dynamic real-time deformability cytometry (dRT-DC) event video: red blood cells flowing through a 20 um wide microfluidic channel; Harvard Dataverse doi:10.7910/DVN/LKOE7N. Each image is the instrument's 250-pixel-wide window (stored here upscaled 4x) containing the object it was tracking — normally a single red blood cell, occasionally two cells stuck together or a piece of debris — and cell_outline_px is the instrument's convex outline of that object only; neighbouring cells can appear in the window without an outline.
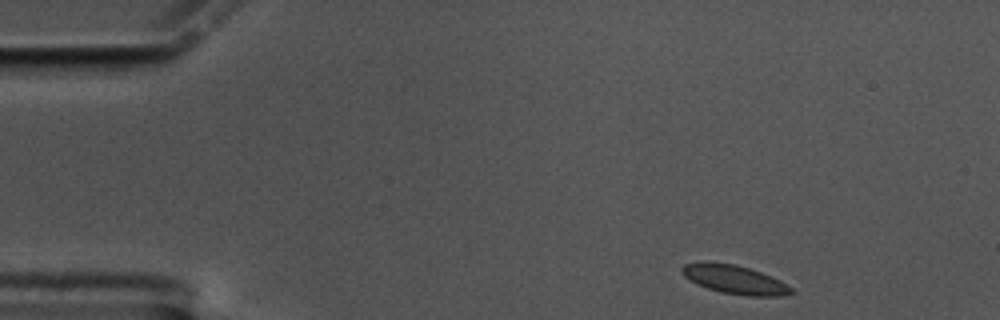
{"species": "common noctule bat (a hibernating species)", "species_latin": "Nyctalus noctula", "temperature_condition": "cold", "stored_images_in_passage": 52, "camera_frame_rate_fps": 3000, "um_per_image_px": 0.085, "animal": {"sex": "male", "body_mass_g": 17.5, "forearm_length_mm": 52.3}, "frame": {"image": 1, "passage_image": 1, "time_ms": 0.0, "image_size_px": [1000, 320], "cell_outline_px": [[796, 292], [780, 296], [744, 296], [720, 292], [708, 288], [684, 276], [680, 272], [680, 268], [684, 264], [704, 260], [708, 260], [736, 264], [760, 272], [780, 280], [792, 288]], "centroid_in_image_um": [62.42, 23.74], "position_along_channel_um": 22.6, "area_um2": 18.5}}
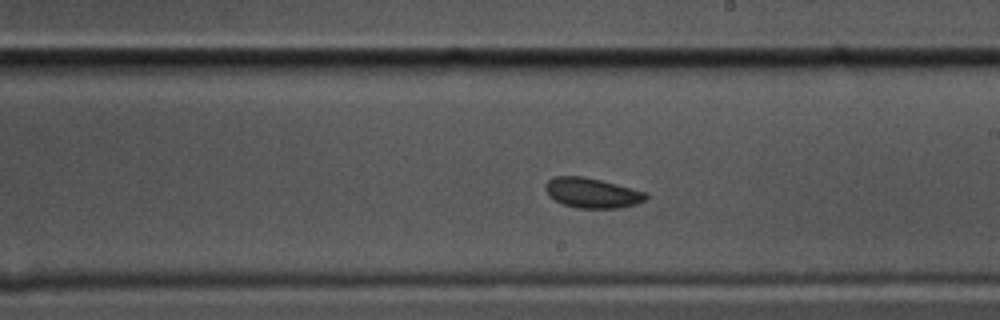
{"frame": {"image": 2, "passage_image": 27, "time_ms": 8.667, "image_size_px": [1000, 320], "cell_outline_px": [[648, 196], [644, 200], [636, 204], [616, 208], [576, 208], [564, 204], [548, 196], [544, 188], [544, 184], [552, 176], [584, 176], [648, 192]], "centroid_in_image_um": [50.3, 16.39], "position_along_channel_um": 238.7, "area_um2": 17.63}}
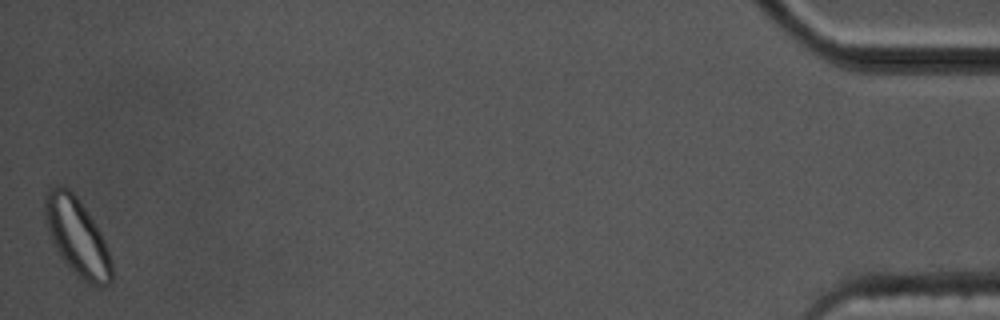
{"frame": {"image": 3, "passage_image": 52, "time_ms": 17.0, "image_size_px": [1000, 320], "cell_outline_px": [[112, 280], [108, 284], [88, 284], [64, 260], [56, 248], [48, 232], [44, 216], [44, 192], [48, 188], [56, 184], [60, 184], [68, 188], [76, 196], [100, 232], [104, 240], [112, 260]], "centroid_in_image_um": [6.52, 20.06], "position_along_channel_um": 428.7, "area_um2": 29.59}, "authors_computed_cell_mechanics": {"area_um2": 18.0336, "velocity_mm_per_s": 3.3956, "shape_relaxation_time_tau1_ms": 4.3382, "shape_relaxation_time_tau2_ms": null, "deformation_change_tau1": 0.0659, "deformation_change_tau2": null}}